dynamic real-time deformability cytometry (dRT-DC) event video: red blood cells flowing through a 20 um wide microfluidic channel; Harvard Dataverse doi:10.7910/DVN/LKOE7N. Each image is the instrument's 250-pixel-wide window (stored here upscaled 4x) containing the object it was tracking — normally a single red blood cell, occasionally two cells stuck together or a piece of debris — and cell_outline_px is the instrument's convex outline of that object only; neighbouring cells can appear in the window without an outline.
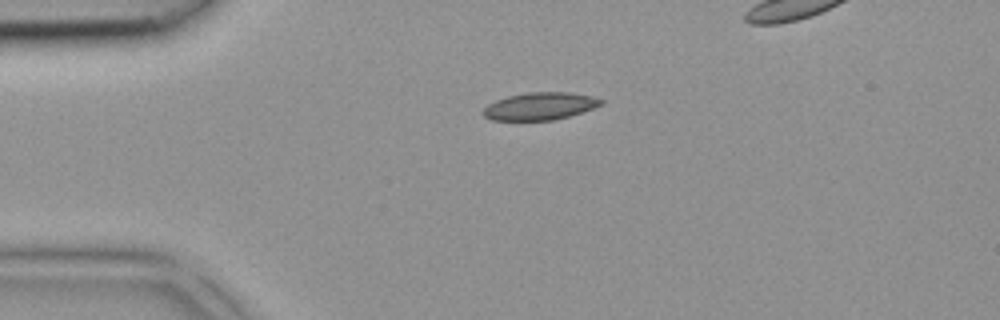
{"species": "common noctule bat (a hibernating species)", "species_latin": "Nyctalus noctula", "temperature_condition": "room temperature", "stored_images_in_passage": 29, "camera_frame_rate_fps": 3000, "um_per_image_px": 0.085, "animal": {"sex": "female", "body_mass_g": 18.4}, "frame": {"image": 1, "passage_image": 1, "time_ms": 0.0, "image_size_px": [1000, 320], "cell_outline_px": [[604, 104], [568, 116], [552, 120], [492, 120], [484, 116], [480, 112], [488, 104], [496, 100], [508, 96], [528, 92], [572, 92], [596, 96], [604, 100]], "centroid_in_image_um": [45.91, 9.01], "position_along_channel_um": 39.1, "area_um2": 18.96}}
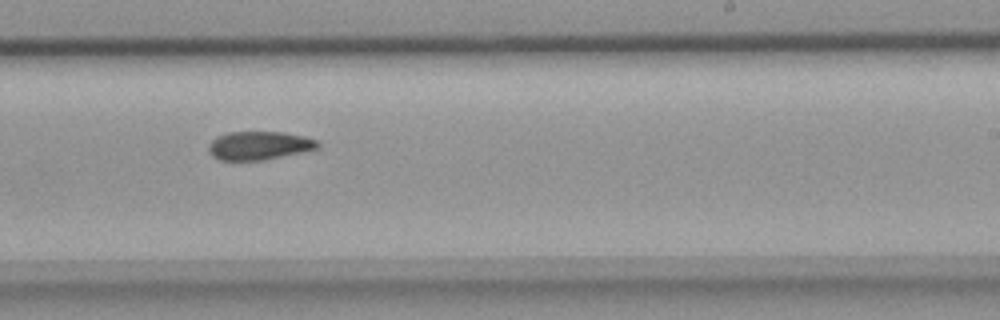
{"frame": {"image": 2, "passage_image": 17, "time_ms": 5.333, "image_size_px": [1000, 320], "cell_outline_px": [[320, 148], [304, 152], [264, 160], [220, 160], [212, 156], [208, 152], [208, 144], [216, 136], [228, 132], [284, 132], [304, 136], [316, 140], [320, 144]], "centroid_in_image_um": [22.03, 12.37], "position_along_channel_um": 267.0, "area_um2": 18.32}}
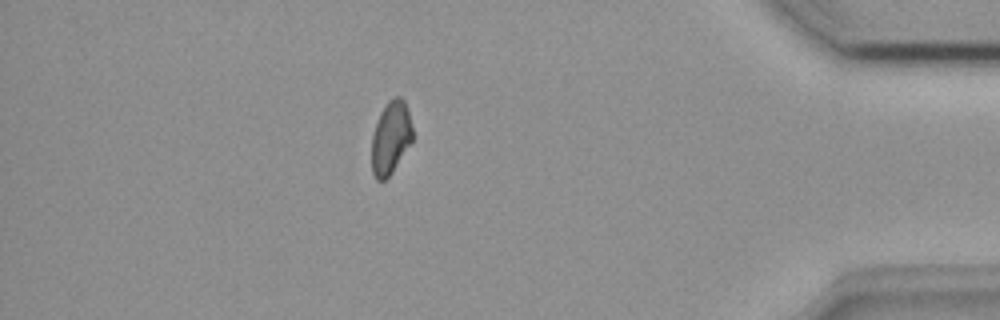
{"frame": {"image": 3, "passage_image": 28, "time_ms": 9.0, "image_size_px": [1000, 320], "cell_outline_px": [[412, 140], [392, 172], [384, 180], [376, 180], [372, 172], [372, 136], [380, 112], [388, 100], [396, 96], [400, 96], [404, 100], [408, 108], [412, 128]], "centroid_in_image_um": [33.21, 11.67], "position_along_channel_um": 402.0, "area_um2": 17.22}}